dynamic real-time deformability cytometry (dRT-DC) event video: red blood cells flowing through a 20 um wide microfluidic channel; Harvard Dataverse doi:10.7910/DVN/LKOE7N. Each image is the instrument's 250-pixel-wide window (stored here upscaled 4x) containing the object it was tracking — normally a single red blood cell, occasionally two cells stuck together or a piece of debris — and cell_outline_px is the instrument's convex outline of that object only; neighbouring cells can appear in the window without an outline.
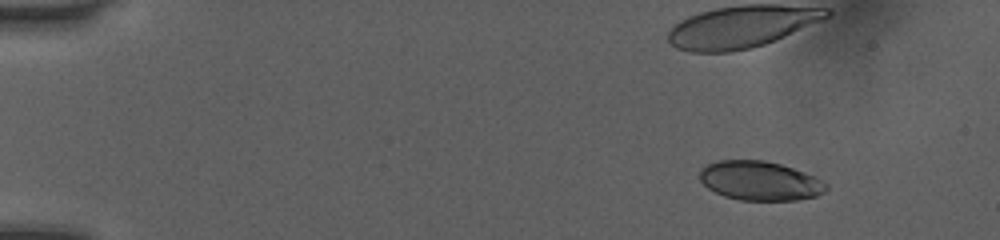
{"species": "human", "species_latin": "Homo sapiens", "temperature_condition": "room temperature", "stored_images_in_passage": 38, "camera_frame_rate_fps": 3000, "um_per_image_px": 0.085, "donor": {"sex": "female"}, "frame": {"image": 1, "passage_image": 1, "time_ms": 0.0, "image_size_px": [1000, 240], "cell_outline_px": [[828, 188], [824, 192], [816, 196], [796, 200], [740, 200], [724, 196], [708, 188], [700, 180], [700, 168], [708, 164], [720, 160], [764, 160], [780, 164], [804, 172], [828, 184]], "centroid_in_image_um": [64.58, 15.37], "position_along_channel_um": 20.4, "area_um2": 28.73}}